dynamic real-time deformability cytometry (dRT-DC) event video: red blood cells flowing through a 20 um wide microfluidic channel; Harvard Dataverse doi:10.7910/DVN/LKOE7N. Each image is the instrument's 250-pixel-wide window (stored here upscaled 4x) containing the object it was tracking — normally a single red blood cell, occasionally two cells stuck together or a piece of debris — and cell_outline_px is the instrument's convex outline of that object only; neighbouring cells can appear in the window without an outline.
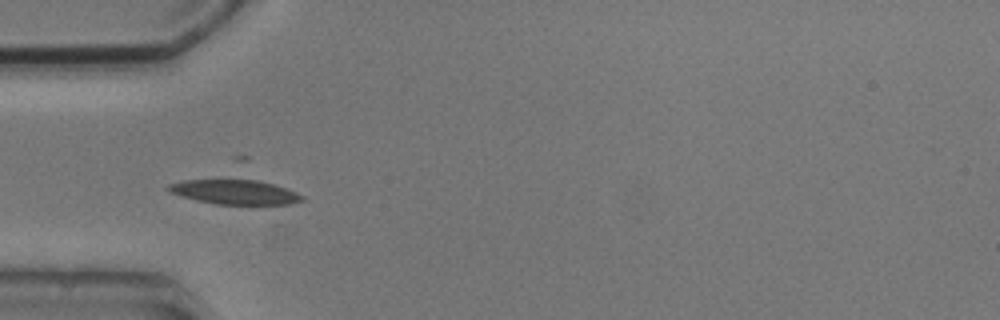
{"species": "common noctule bat (a hibernating species)", "species_latin": "Nyctalus noctula", "temperature_condition": "cold", "stored_images_in_passage": 5, "camera_frame_rate_fps": 3000, "um_per_image_px": 0.085, "animal": {"sex": "male", "body_mass_g": 20.5, "forearm_length_mm": 52.5}, "frame": {"image": 1, "passage_image": 3, "time_ms": 2.333, "image_size_px": [1000, 320], "cell_outline_px": [[304, 200], [292, 204], [216, 204], [196, 200], [180, 196], [168, 192], [164, 188], [168, 184], [184, 180], [236, 176], [244, 176], [272, 184], [296, 192], [304, 196]], "centroid_in_image_um": [19.87, 16.26], "position_along_channel_um": 65.1, "area_um2": 20.23}}